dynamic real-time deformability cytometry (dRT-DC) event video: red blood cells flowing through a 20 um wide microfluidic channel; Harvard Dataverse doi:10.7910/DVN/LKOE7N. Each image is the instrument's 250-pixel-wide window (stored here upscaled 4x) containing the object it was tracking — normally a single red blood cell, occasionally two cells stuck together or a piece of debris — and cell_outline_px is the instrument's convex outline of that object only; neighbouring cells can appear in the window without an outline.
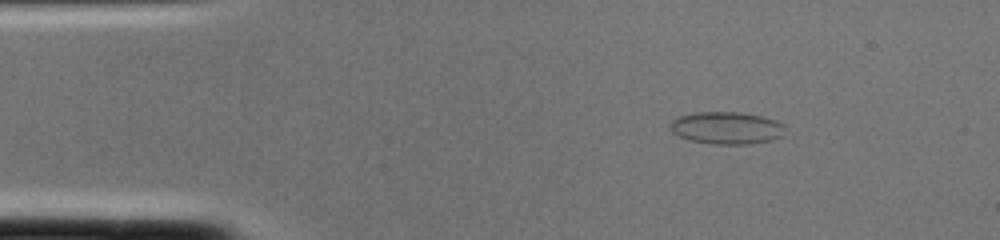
{"species": "common noctule bat (a hibernating species)", "species_latin": "Nyctalus noctula", "temperature_condition": "cold", "stored_images_in_passage": 1, "camera_frame_rate_fps": 3000, "um_per_image_px": 0.085, "animal": {"sex": "female", "body_mass_g": 22.0, "forearm_length_mm": 56.7}, "frame": {"image": 1, "passage_image": 1, "time_ms": 0.0, "image_size_px": [1000, 240], "cell_outline_px": [[784, 124], [780, 136], [768, 140], [748, 144], [712, 144], [688, 140], [672, 132], [668, 128], [668, 124], [672, 120], [680, 116], [696, 112], [736, 112], [760, 116], [776, 120]], "centroid_in_image_um": [61.68, 10.87], "position_along_channel_um": 23.3, "area_um2": 21.44}}